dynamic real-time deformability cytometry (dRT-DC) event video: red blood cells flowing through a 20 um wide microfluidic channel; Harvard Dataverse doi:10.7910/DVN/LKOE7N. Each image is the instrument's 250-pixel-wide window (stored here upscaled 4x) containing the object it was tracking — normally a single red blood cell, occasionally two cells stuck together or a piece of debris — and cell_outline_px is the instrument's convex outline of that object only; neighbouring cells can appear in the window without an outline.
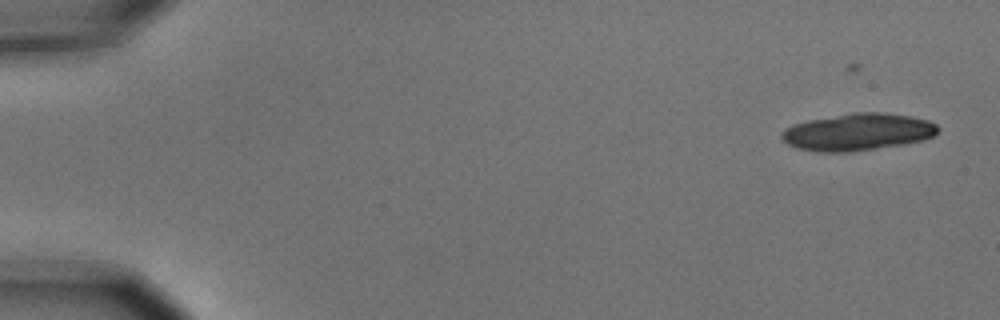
{"species": "common noctule bat (a hibernating species)", "species_latin": "Nyctalus noctula", "temperature_condition": "cold", "stored_images_in_passage": 8, "camera_frame_rate_fps": 3000, "um_per_image_px": 0.085, "animal": {"sex": "male", "body_mass_g": 15.6}, "frame": {"image": 1, "passage_image": 1, "time_ms": 0.0, "image_size_px": [1000, 320], "cell_outline_px": [[940, 128], [932, 136], [924, 140], [904, 144], [852, 152], [816, 152], [796, 148], [780, 140], [780, 132], [784, 128], [808, 120], [856, 112], [884, 112], [912, 116], [928, 120], [936, 124]], "centroid_in_image_um": [72.89, 11.23], "position_along_channel_um": 12.1, "area_um2": 34.04}}